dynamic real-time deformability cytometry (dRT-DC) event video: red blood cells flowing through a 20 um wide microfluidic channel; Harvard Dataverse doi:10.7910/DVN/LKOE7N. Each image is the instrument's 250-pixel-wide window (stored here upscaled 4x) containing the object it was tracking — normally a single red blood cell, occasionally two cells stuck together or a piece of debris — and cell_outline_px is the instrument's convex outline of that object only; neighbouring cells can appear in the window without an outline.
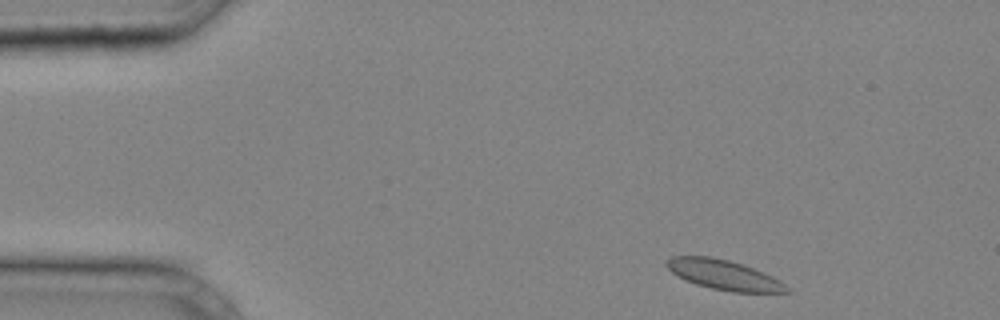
{"species": "common noctule bat (a hibernating species)", "species_latin": "Nyctalus noctula", "temperature_condition": "cold", "stored_images_in_passage": 34, "camera_frame_rate_fps": 3000, "um_per_image_px": 0.085, "animal": {"sex": "male", "body_mass_g": 20.4}, "frame": {"image": 1, "passage_image": 1, "time_ms": 0.0, "image_size_px": [1000, 320], "cell_outline_px": [[792, 292], [732, 292], [712, 288], [696, 284], [676, 276], [664, 264], [672, 256], [708, 256], [728, 260], [744, 264], [764, 272], [780, 280]], "centroid_in_image_um": [61.53, 23.36], "position_along_channel_um": 23.5, "area_um2": 20.81}}
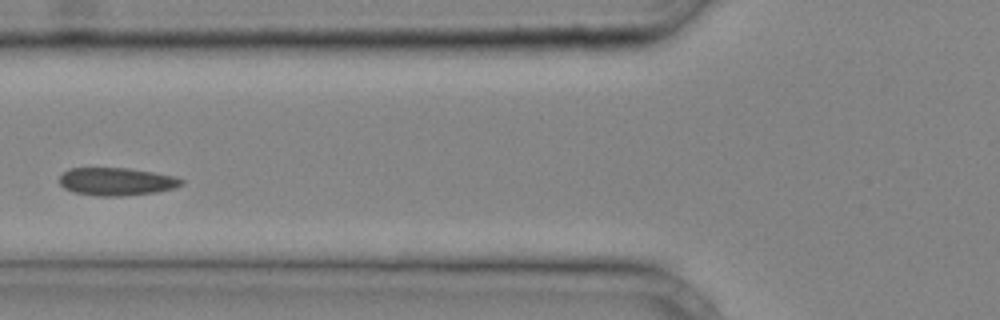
{"frame": {"image": 2, "passage_image": 11, "time_ms": 3.333, "image_size_px": [1000, 320], "cell_outline_px": [[184, 184], [176, 188], [156, 192], [120, 196], [100, 196], [72, 192], [64, 188], [60, 184], [60, 176], [68, 168], [128, 168], [176, 176], [184, 180]], "centroid_in_image_um": [9.92, 15.43], "position_along_channel_um": 115.9, "area_um2": 19.88}}
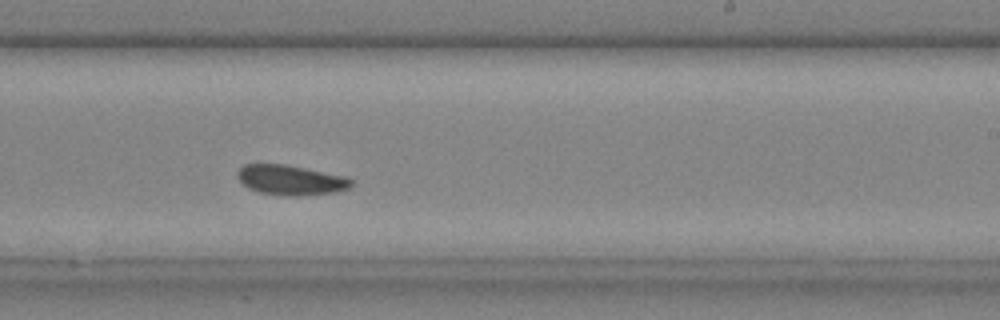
{"frame": {"image": 3, "passage_image": 20, "time_ms": 6.333, "image_size_px": [1000, 320], "cell_outline_px": [[352, 184], [348, 188], [336, 192], [300, 196], [288, 196], [260, 192], [248, 188], [236, 176], [236, 172], [244, 164], [284, 164], [348, 176], [352, 180]], "centroid_in_image_um": [24.72, 15.3], "position_along_channel_um": 264.3, "area_um2": 19.94}}